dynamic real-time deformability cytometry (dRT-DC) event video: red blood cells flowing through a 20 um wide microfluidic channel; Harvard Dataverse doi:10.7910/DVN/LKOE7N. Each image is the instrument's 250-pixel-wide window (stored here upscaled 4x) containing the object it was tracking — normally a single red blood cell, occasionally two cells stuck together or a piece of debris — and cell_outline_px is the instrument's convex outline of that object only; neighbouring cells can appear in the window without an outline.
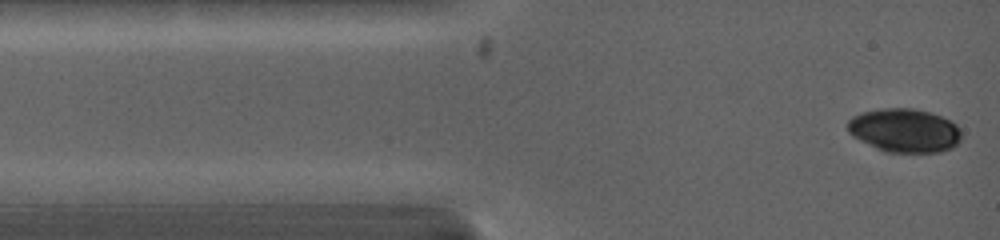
{"species": "common noctule bat (a hibernating species)", "species_latin": "Nyctalus noctula", "temperature_condition": "warm", "stored_images_in_passage": 2, "camera_frame_rate_fps": 5000, "um_per_image_px": 0.085, "animal": {"sex": "female", "body_mass_g": 19.0, "forearm_length_mm": 53.3}, "frame": {"image": 1, "passage_image": 2, "time_ms": 0.4, "image_size_px": [1000, 240], "cell_outline_px": [[960, 140], [952, 148], [940, 152], [888, 152], [876, 148], [852, 136], [848, 132], [848, 120], [852, 116], [860, 112], [880, 108], [912, 108], [928, 112], [940, 116], [956, 124], [960, 128]], "centroid_in_image_um": [76.86, 11.08], "position_along_channel_um": 8.1, "area_um2": 28.96}}